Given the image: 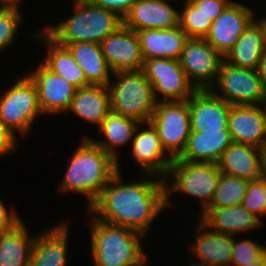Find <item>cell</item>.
<instances>
[{"instance_id": "cell-16", "label": "cell", "mask_w": 266, "mask_h": 266, "mask_svg": "<svg viewBox=\"0 0 266 266\" xmlns=\"http://www.w3.org/2000/svg\"><path fill=\"white\" fill-rule=\"evenodd\" d=\"M228 130L233 142L266 149V105H232Z\"/></svg>"}, {"instance_id": "cell-28", "label": "cell", "mask_w": 266, "mask_h": 266, "mask_svg": "<svg viewBox=\"0 0 266 266\" xmlns=\"http://www.w3.org/2000/svg\"><path fill=\"white\" fill-rule=\"evenodd\" d=\"M69 111L99 127L111 111L109 87L90 85L77 89Z\"/></svg>"}, {"instance_id": "cell-26", "label": "cell", "mask_w": 266, "mask_h": 266, "mask_svg": "<svg viewBox=\"0 0 266 266\" xmlns=\"http://www.w3.org/2000/svg\"><path fill=\"white\" fill-rule=\"evenodd\" d=\"M60 45L70 51L90 85L108 86L113 72L102 54L100 44L75 42Z\"/></svg>"}, {"instance_id": "cell-2", "label": "cell", "mask_w": 266, "mask_h": 266, "mask_svg": "<svg viewBox=\"0 0 266 266\" xmlns=\"http://www.w3.org/2000/svg\"><path fill=\"white\" fill-rule=\"evenodd\" d=\"M75 149L58 189L86 196L88 207L118 171L117 160L96 145L90 137H82Z\"/></svg>"}, {"instance_id": "cell-38", "label": "cell", "mask_w": 266, "mask_h": 266, "mask_svg": "<svg viewBox=\"0 0 266 266\" xmlns=\"http://www.w3.org/2000/svg\"><path fill=\"white\" fill-rule=\"evenodd\" d=\"M18 146L16 134H14L0 119V158L12 154Z\"/></svg>"}, {"instance_id": "cell-1", "label": "cell", "mask_w": 266, "mask_h": 266, "mask_svg": "<svg viewBox=\"0 0 266 266\" xmlns=\"http://www.w3.org/2000/svg\"><path fill=\"white\" fill-rule=\"evenodd\" d=\"M121 178V170H118L99 197L87 207L88 213L99 221L146 235L158 214L168 209L165 179L142 177L141 181L126 184Z\"/></svg>"}, {"instance_id": "cell-45", "label": "cell", "mask_w": 266, "mask_h": 266, "mask_svg": "<svg viewBox=\"0 0 266 266\" xmlns=\"http://www.w3.org/2000/svg\"><path fill=\"white\" fill-rule=\"evenodd\" d=\"M146 258L147 256L143 260H141L138 264L133 265V266H149Z\"/></svg>"}, {"instance_id": "cell-37", "label": "cell", "mask_w": 266, "mask_h": 266, "mask_svg": "<svg viewBox=\"0 0 266 266\" xmlns=\"http://www.w3.org/2000/svg\"><path fill=\"white\" fill-rule=\"evenodd\" d=\"M212 21L217 19L232 0H191Z\"/></svg>"}, {"instance_id": "cell-44", "label": "cell", "mask_w": 266, "mask_h": 266, "mask_svg": "<svg viewBox=\"0 0 266 266\" xmlns=\"http://www.w3.org/2000/svg\"><path fill=\"white\" fill-rule=\"evenodd\" d=\"M262 177L266 179V149L263 150Z\"/></svg>"}, {"instance_id": "cell-31", "label": "cell", "mask_w": 266, "mask_h": 266, "mask_svg": "<svg viewBox=\"0 0 266 266\" xmlns=\"http://www.w3.org/2000/svg\"><path fill=\"white\" fill-rule=\"evenodd\" d=\"M249 181L221 172L218 187L208 207H232L242 204Z\"/></svg>"}, {"instance_id": "cell-46", "label": "cell", "mask_w": 266, "mask_h": 266, "mask_svg": "<svg viewBox=\"0 0 266 266\" xmlns=\"http://www.w3.org/2000/svg\"><path fill=\"white\" fill-rule=\"evenodd\" d=\"M190 266H207V265H205V264H203V263H200V262H197V261H195V262H193Z\"/></svg>"}, {"instance_id": "cell-39", "label": "cell", "mask_w": 266, "mask_h": 266, "mask_svg": "<svg viewBox=\"0 0 266 266\" xmlns=\"http://www.w3.org/2000/svg\"><path fill=\"white\" fill-rule=\"evenodd\" d=\"M10 209L8 210L0 199V234L11 231L22 221L16 211L12 207Z\"/></svg>"}, {"instance_id": "cell-10", "label": "cell", "mask_w": 266, "mask_h": 266, "mask_svg": "<svg viewBox=\"0 0 266 266\" xmlns=\"http://www.w3.org/2000/svg\"><path fill=\"white\" fill-rule=\"evenodd\" d=\"M146 78L152 84L158 102L185 101L196 91L189 82L178 59H147L142 68Z\"/></svg>"}, {"instance_id": "cell-4", "label": "cell", "mask_w": 266, "mask_h": 266, "mask_svg": "<svg viewBox=\"0 0 266 266\" xmlns=\"http://www.w3.org/2000/svg\"><path fill=\"white\" fill-rule=\"evenodd\" d=\"M92 219L90 243L94 266H133L146 257L141 245L144 234Z\"/></svg>"}, {"instance_id": "cell-43", "label": "cell", "mask_w": 266, "mask_h": 266, "mask_svg": "<svg viewBox=\"0 0 266 266\" xmlns=\"http://www.w3.org/2000/svg\"><path fill=\"white\" fill-rule=\"evenodd\" d=\"M257 22L261 25L263 32H264V37H265V43H266V17H262L260 19L257 18Z\"/></svg>"}, {"instance_id": "cell-24", "label": "cell", "mask_w": 266, "mask_h": 266, "mask_svg": "<svg viewBox=\"0 0 266 266\" xmlns=\"http://www.w3.org/2000/svg\"><path fill=\"white\" fill-rule=\"evenodd\" d=\"M232 143L229 130L190 132L185 149L177 160L218 163Z\"/></svg>"}, {"instance_id": "cell-17", "label": "cell", "mask_w": 266, "mask_h": 266, "mask_svg": "<svg viewBox=\"0 0 266 266\" xmlns=\"http://www.w3.org/2000/svg\"><path fill=\"white\" fill-rule=\"evenodd\" d=\"M231 106L210 89L196 90L189 98L191 132L228 130Z\"/></svg>"}, {"instance_id": "cell-8", "label": "cell", "mask_w": 266, "mask_h": 266, "mask_svg": "<svg viewBox=\"0 0 266 266\" xmlns=\"http://www.w3.org/2000/svg\"><path fill=\"white\" fill-rule=\"evenodd\" d=\"M150 122L156 128L164 150L172 159H177L191 132L189 99L157 102Z\"/></svg>"}, {"instance_id": "cell-27", "label": "cell", "mask_w": 266, "mask_h": 266, "mask_svg": "<svg viewBox=\"0 0 266 266\" xmlns=\"http://www.w3.org/2000/svg\"><path fill=\"white\" fill-rule=\"evenodd\" d=\"M266 51L264 32L255 19L224 57L232 66L256 70Z\"/></svg>"}, {"instance_id": "cell-33", "label": "cell", "mask_w": 266, "mask_h": 266, "mask_svg": "<svg viewBox=\"0 0 266 266\" xmlns=\"http://www.w3.org/2000/svg\"><path fill=\"white\" fill-rule=\"evenodd\" d=\"M19 5L0 6V53L12 45L23 20Z\"/></svg>"}, {"instance_id": "cell-30", "label": "cell", "mask_w": 266, "mask_h": 266, "mask_svg": "<svg viewBox=\"0 0 266 266\" xmlns=\"http://www.w3.org/2000/svg\"><path fill=\"white\" fill-rule=\"evenodd\" d=\"M21 221L11 231L0 234V266H29L35 236Z\"/></svg>"}, {"instance_id": "cell-25", "label": "cell", "mask_w": 266, "mask_h": 266, "mask_svg": "<svg viewBox=\"0 0 266 266\" xmlns=\"http://www.w3.org/2000/svg\"><path fill=\"white\" fill-rule=\"evenodd\" d=\"M35 34L33 33V39L36 37L35 40H42L41 42H45L49 47L46 58L42 62L49 70L66 79L77 89L90 86L83 70L65 46L58 44L44 30Z\"/></svg>"}, {"instance_id": "cell-41", "label": "cell", "mask_w": 266, "mask_h": 266, "mask_svg": "<svg viewBox=\"0 0 266 266\" xmlns=\"http://www.w3.org/2000/svg\"><path fill=\"white\" fill-rule=\"evenodd\" d=\"M20 0H0V6L20 5Z\"/></svg>"}, {"instance_id": "cell-34", "label": "cell", "mask_w": 266, "mask_h": 266, "mask_svg": "<svg viewBox=\"0 0 266 266\" xmlns=\"http://www.w3.org/2000/svg\"><path fill=\"white\" fill-rule=\"evenodd\" d=\"M242 205L262 221L266 216V179L249 181Z\"/></svg>"}, {"instance_id": "cell-40", "label": "cell", "mask_w": 266, "mask_h": 266, "mask_svg": "<svg viewBox=\"0 0 266 266\" xmlns=\"http://www.w3.org/2000/svg\"><path fill=\"white\" fill-rule=\"evenodd\" d=\"M256 71L262 81L264 88L266 89V51L263 54Z\"/></svg>"}, {"instance_id": "cell-42", "label": "cell", "mask_w": 266, "mask_h": 266, "mask_svg": "<svg viewBox=\"0 0 266 266\" xmlns=\"http://www.w3.org/2000/svg\"><path fill=\"white\" fill-rule=\"evenodd\" d=\"M247 266H266V253L257 261H253Z\"/></svg>"}, {"instance_id": "cell-18", "label": "cell", "mask_w": 266, "mask_h": 266, "mask_svg": "<svg viewBox=\"0 0 266 266\" xmlns=\"http://www.w3.org/2000/svg\"><path fill=\"white\" fill-rule=\"evenodd\" d=\"M180 12L167 0H137L123 19L135 32L145 29H170L179 25Z\"/></svg>"}, {"instance_id": "cell-29", "label": "cell", "mask_w": 266, "mask_h": 266, "mask_svg": "<svg viewBox=\"0 0 266 266\" xmlns=\"http://www.w3.org/2000/svg\"><path fill=\"white\" fill-rule=\"evenodd\" d=\"M139 124L141 122L136 119L110 111L99 126V130L106 139L103 141L90 139L117 160V168L120 170L119 157L115 147H121L128 142L130 143Z\"/></svg>"}, {"instance_id": "cell-11", "label": "cell", "mask_w": 266, "mask_h": 266, "mask_svg": "<svg viewBox=\"0 0 266 266\" xmlns=\"http://www.w3.org/2000/svg\"><path fill=\"white\" fill-rule=\"evenodd\" d=\"M179 61L195 89L205 90L215 84L224 57L204 38H189Z\"/></svg>"}, {"instance_id": "cell-22", "label": "cell", "mask_w": 266, "mask_h": 266, "mask_svg": "<svg viewBox=\"0 0 266 266\" xmlns=\"http://www.w3.org/2000/svg\"><path fill=\"white\" fill-rule=\"evenodd\" d=\"M200 220L210 229L222 234L233 235L255 230L263 222L250 213L242 204L232 207H207L199 215Z\"/></svg>"}, {"instance_id": "cell-14", "label": "cell", "mask_w": 266, "mask_h": 266, "mask_svg": "<svg viewBox=\"0 0 266 266\" xmlns=\"http://www.w3.org/2000/svg\"><path fill=\"white\" fill-rule=\"evenodd\" d=\"M27 74L35 83L42 113L68 112L77 88L66 79L49 70L42 62Z\"/></svg>"}, {"instance_id": "cell-23", "label": "cell", "mask_w": 266, "mask_h": 266, "mask_svg": "<svg viewBox=\"0 0 266 266\" xmlns=\"http://www.w3.org/2000/svg\"><path fill=\"white\" fill-rule=\"evenodd\" d=\"M217 164L224 174L254 181L262 178L263 150L233 142Z\"/></svg>"}, {"instance_id": "cell-20", "label": "cell", "mask_w": 266, "mask_h": 266, "mask_svg": "<svg viewBox=\"0 0 266 266\" xmlns=\"http://www.w3.org/2000/svg\"><path fill=\"white\" fill-rule=\"evenodd\" d=\"M144 60L163 58H180L189 39L180 25L170 29H145L136 32Z\"/></svg>"}, {"instance_id": "cell-19", "label": "cell", "mask_w": 266, "mask_h": 266, "mask_svg": "<svg viewBox=\"0 0 266 266\" xmlns=\"http://www.w3.org/2000/svg\"><path fill=\"white\" fill-rule=\"evenodd\" d=\"M196 228L197 237L190 244V251L197 256V262L207 266H231L234 236L212 230L201 220Z\"/></svg>"}, {"instance_id": "cell-13", "label": "cell", "mask_w": 266, "mask_h": 266, "mask_svg": "<svg viewBox=\"0 0 266 266\" xmlns=\"http://www.w3.org/2000/svg\"><path fill=\"white\" fill-rule=\"evenodd\" d=\"M254 15L251 8L232 1L212 22L204 39L225 57L246 28L254 21Z\"/></svg>"}, {"instance_id": "cell-36", "label": "cell", "mask_w": 266, "mask_h": 266, "mask_svg": "<svg viewBox=\"0 0 266 266\" xmlns=\"http://www.w3.org/2000/svg\"><path fill=\"white\" fill-rule=\"evenodd\" d=\"M93 5L116 13L121 19L129 13L137 0H87Z\"/></svg>"}, {"instance_id": "cell-9", "label": "cell", "mask_w": 266, "mask_h": 266, "mask_svg": "<svg viewBox=\"0 0 266 266\" xmlns=\"http://www.w3.org/2000/svg\"><path fill=\"white\" fill-rule=\"evenodd\" d=\"M222 96L216 93V87ZM230 105H266V89L256 70L223 61L216 83L210 89Z\"/></svg>"}, {"instance_id": "cell-35", "label": "cell", "mask_w": 266, "mask_h": 266, "mask_svg": "<svg viewBox=\"0 0 266 266\" xmlns=\"http://www.w3.org/2000/svg\"><path fill=\"white\" fill-rule=\"evenodd\" d=\"M231 266H247L259 260L266 253V246L250 239L235 240Z\"/></svg>"}, {"instance_id": "cell-7", "label": "cell", "mask_w": 266, "mask_h": 266, "mask_svg": "<svg viewBox=\"0 0 266 266\" xmlns=\"http://www.w3.org/2000/svg\"><path fill=\"white\" fill-rule=\"evenodd\" d=\"M42 115L38 91L28 75L18 79L0 97V119L15 134L24 137L33 128L37 116Z\"/></svg>"}, {"instance_id": "cell-5", "label": "cell", "mask_w": 266, "mask_h": 266, "mask_svg": "<svg viewBox=\"0 0 266 266\" xmlns=\"http://www.w3.org/2000/svg\"><path fill=\"white\" fill-rule=\"evenodd\" d=\"M113 76L116 81L108 84L111 111L141 123L150 122L158 101L144 72L119 71Z\"/></svg>"}, {"instance_id": "cell-15", "label": "cell", "mask_w": 266, "mask_h": 266, "mask_svg": "<svg viewBox=\"0 0 266 266\" xmlns=\"http://www.w3.org/2000/svg\"><path fill=\"white\" fill-rule=\"evenodd\" d=\"M112 72L142 70L144 59L138 34L121 25L100 43Z\"/></svg>"}, {"instance_id": "cell-12", "label": "cell", "mask_w": 266, "mask_h": 266, "mask_svg": "<svg viewBox=\"0 0 266 266\" xmlns=\"http://www.w3.org/2000/svg\"><path fill=\"white\" fill-rule=\"evenodd\" d=\"M143 125L144 127L146 125L147 129L140 128ZM131 142V154L136 166L141 169L140 174H143V177L155 178L158 176L165 179L173 159L165 153L158 132L152 123L139 124Z\"/></svg>"}, {"instance_id": "cell-21", "label": "cell", "mask_w": 266, "mask_h": 266, "mask_svg": "<svg viewBox=\"0 0 266 266\" xmlns=\"http://www.w3.org/2000/svg\"><path fill=\"white\" fill-rule=\"evenodd\" d=\"M66 221L41 232L35 237L29 266L67 265V242L69 227Z\"/></svg>"}, {"instance_id": "cell-6", "label": "cell", "mask_w": 266, "mask_h": 266, "mask_svg": "<svg viewBox=\"0 0 266 266\" xmlns=\"http://www.w3.org/2000/svg\"><path fill=\"white\" fill-rule=\"evenodd\" d=\"M221 171L217 163L188 162L173 159L165 180L166 207H171L170 194L173 192L184 193L199 198L202 213L211 203L218 187ZM168 178V179H166ZM171 192V193H170Z\"/></svg>"}, {"instance_id": "cell-3", "label": "cell", "mask_w": 266, "mask_h": 266, "mask_svg": "<svg viewBox=\"0 0 266 266\" xmlns=\"http://www.w3.org/2000/svg\"><path fill=\"white\" fill-rule=\"evenodd\" d=\"M72 2L75 11L73 15L56 26L43 28L58 44L75 42L100 44L123 25V19L112 11L93 5L87 0Z\"/></svg>"}, {"instance_id": "cell-32", "label": "cell", "mask_w": 266, "mask_h": 266, "mask_svg": "<svg viewBox=\"0 0 266 266\" xmlns=\"http://www.w3.org/2000/svg\"><path fill=\"white\" fill-rule=\"evenodd\" d=\"M180 11L179 25L189 38H205L212 26V20L192 1H184Z\"/></svg>"}]
</instances>
